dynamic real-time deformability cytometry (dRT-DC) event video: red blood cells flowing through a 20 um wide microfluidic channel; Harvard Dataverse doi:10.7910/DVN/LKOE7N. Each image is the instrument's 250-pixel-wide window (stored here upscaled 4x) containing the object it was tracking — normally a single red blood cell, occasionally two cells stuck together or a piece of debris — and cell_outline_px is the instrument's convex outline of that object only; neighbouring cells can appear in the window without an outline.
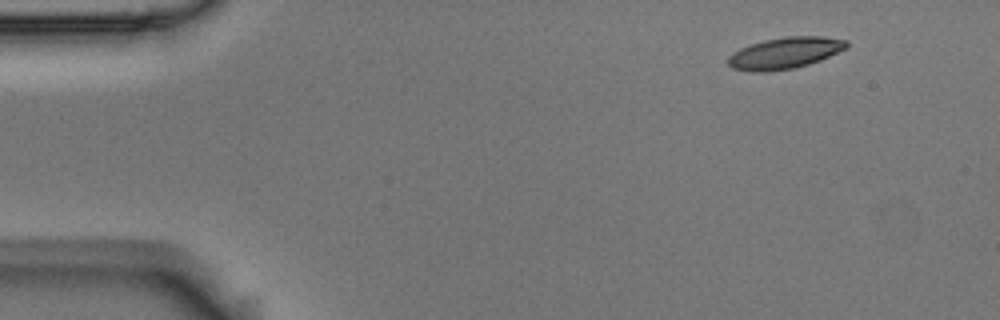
{"species": "Egyptian fruit bat (a non-hibernating species)", "species_latin": "Rousettus aegyptiacus", "temperature_condition": "room temperature", "stored_images_in_passage": 5, "camera_frame_rate_fps": 3000, "um_per_image_px": 0.085, "animal": {"sex": "male"}, "frame": {"image": 1, "passage_image": 5, "time_ms": 1.333, "image_size_px": [1000, 320], "cell_outline_px": [[848, 44], [844, 48], [820, 60], [808, 64], [792, 68], [768, 72], [748, 72], [732, 68], [728, 64], [728, 56], [732, 52], [740, 48], [764, 40], [784, 36], [824, 36], [848, 40]], "centroid_in_image_um": [66.66, 4.51], "position_along_channel_um": 18.3, "area_um2": 21.68}}